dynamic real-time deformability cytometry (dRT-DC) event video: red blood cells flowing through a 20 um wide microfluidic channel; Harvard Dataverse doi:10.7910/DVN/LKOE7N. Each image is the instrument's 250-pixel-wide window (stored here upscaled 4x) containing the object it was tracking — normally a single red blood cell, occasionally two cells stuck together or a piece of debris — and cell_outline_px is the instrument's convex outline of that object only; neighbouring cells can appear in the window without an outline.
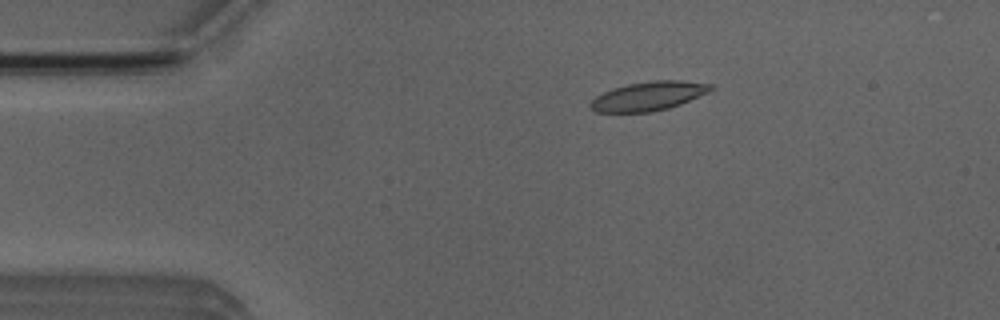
{"species": "Egyptian fruit bat (a non-hibernating species)", "species_latin": "Rousettus aegyptiacus", "temperature_condition": "room temperature", "stored_images_in_passage": 13, "camera_frame_rate_fps": 3000, "um_per_image_px": 0.085, "animal": {"sex": "male"}, "frame": {"image": 1, "passage_image": 2, "time_ms": 0.333, "image_size_px": [1000, 320], "cell_outline_px": [[716, 88], [708, 92], [680, 104], [668, 108], [648, 112], [596, 112], [588, 104], [596, 96], [612, 88], [628, 84], [652, 80], [680, 80], [712, 84]], "centroid_in_image_um": [55.13, 8.15], "position_along_channel_um": 29.9, "area_um2": 20.23}}